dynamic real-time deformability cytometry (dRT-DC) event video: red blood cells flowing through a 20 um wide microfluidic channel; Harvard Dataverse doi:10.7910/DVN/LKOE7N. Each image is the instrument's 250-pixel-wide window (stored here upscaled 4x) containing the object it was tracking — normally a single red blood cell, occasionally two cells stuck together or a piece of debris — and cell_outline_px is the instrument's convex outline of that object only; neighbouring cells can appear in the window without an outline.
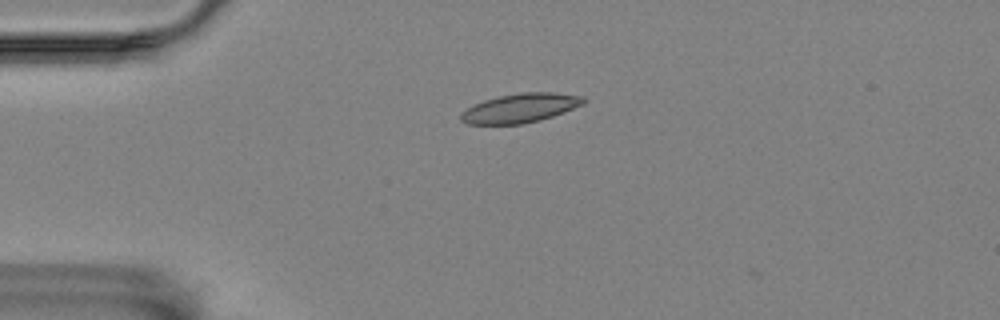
{"species": "Egyptian fruit bat (a non-hibernating species)", "species_latin": "Rousettus aegyptiacus", "temperature_condition": "room temperature", "stored_images_in_passage": 45, "camera_frame_rate_fps": 3000, "um_per_image_px": 0.085, "animal": {"sex": "female"}, "frame": {"image": 1, "passage_image": 2, "time_ms": 0.333, "image_size_px": [1000, 320], "cell_outline_px": [[584, 104], [564, 112], [540, 120], [524, 124], [468, 124], [460, 120], [460, 112], [484, 100], [500, 96], [520, 92], [556, 92], [584, 96]], "centroid_in_image_um": [44.24, 9.18], "position_along_channel_um": 40.8, "area_um2": 20.81}}
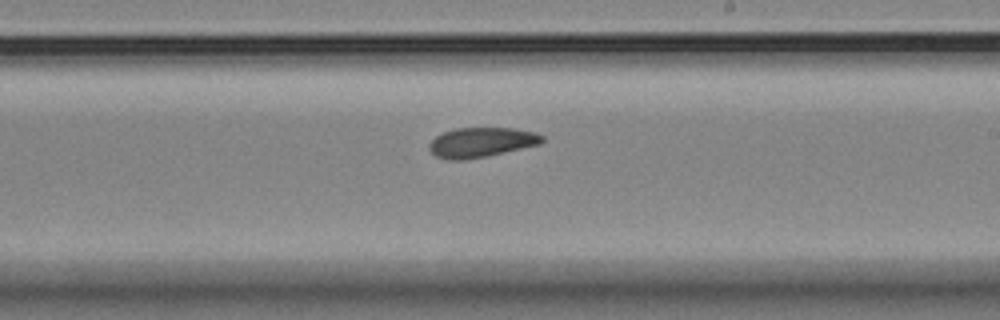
{"frame": {"image": 2, "passage_image": 22, "time_ms": 7.0, "image_size_px": [1000, 320], "cell_outline_px": [[544, 140], [540, 144], [488, 156], [464, 160], [444, 160], [436, 156], [428, 148], [428, 144], [436, 136], [444, 132], [456, 128], [516, 128], [536, 132], [544, 136]], "centroid_in_image_um": [40.91, 12.1], "position_along_channel_um": 248.1, "area_um2": 19.77}}
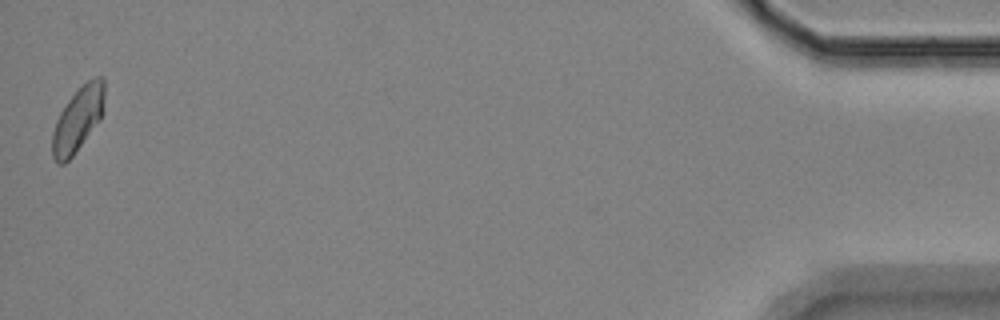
{"frame": {"image": 3, "passage_image": 45, "time_ms": 14.667, "image_size_px": [1000, 320], "cell_outline_px": [[104, 112], [100, 120], [72, 156], [64, 164], [56, 164], [52, 156], [52, 132], [56, 120], [60, 112], [68, 100], [88, 80], [96, 76], [104, 76]], "centroid_in_image_um": [6.62, 10.15], "position_along_channel_um": 428.6, "area_um2": 19.59}}